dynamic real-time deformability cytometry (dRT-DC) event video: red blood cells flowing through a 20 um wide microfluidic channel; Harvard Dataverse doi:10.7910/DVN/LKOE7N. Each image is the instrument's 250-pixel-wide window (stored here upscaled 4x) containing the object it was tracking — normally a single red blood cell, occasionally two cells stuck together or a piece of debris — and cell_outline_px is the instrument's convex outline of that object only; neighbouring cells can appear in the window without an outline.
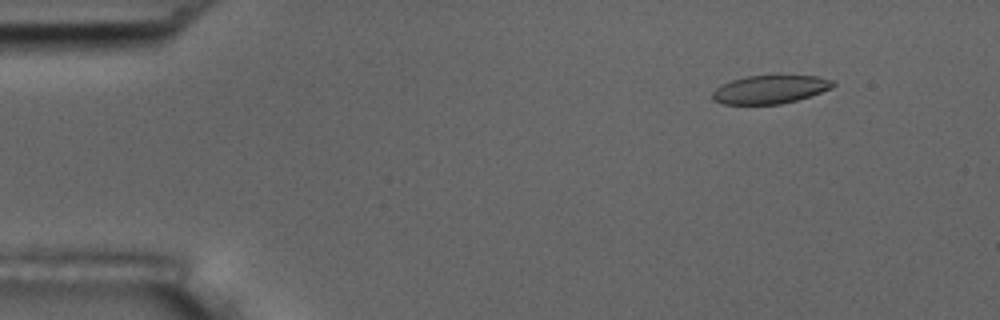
{"species": "common noctule bat (a hibernating species)", "species_latin": "Nyctalus noctula", "temperature_condition": "room temperature", "stored_images_in_passage": 56, "camera_frame_rate_fps": 3000, "um_per_image_px": 0.085, "animal": {"sex": "male", "body_mass_g": 17.5, "forearm_length_mm": 52.3}, "frame": {"image": 1, "passage_image": 7, "time_ms": 2.0, "image_size_px": [1000, 320], "cell_outline_px": [[836, 84], [832, 88], [796, 100], [780, 104], [724, 104], [712, 100], [712, 92], [716, 88], [732, 80], [744, 76], [776, 72], [816, 76], [832, 80]], "centroid_in_image_um": [65.47, 7.54], "position_along_channel_um": 19.5, "area_um2": 20.69}}
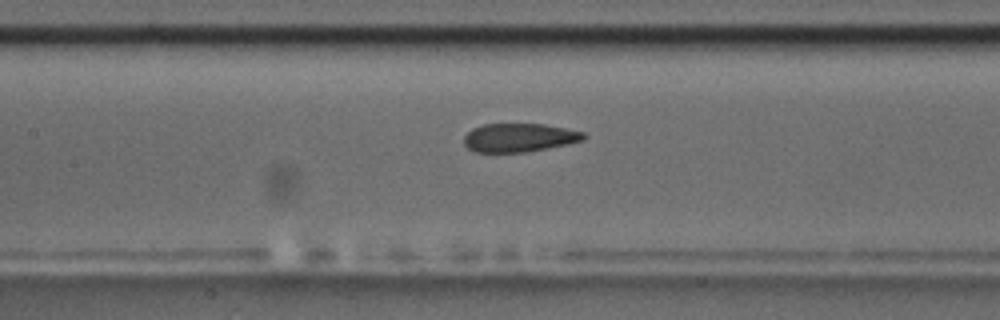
{"frame": {"image": 2, "passage_image": 26, "time_ms": 8.333, "image_size_px": [1000, 320], "cell_outline_px": [[588, 136], [584, 140], [568, 144], [528, 152], [476, 152], [468, 148], [464, 144], [464, 136], [472, 128], [484, 124], [544, 124], [584, 132]], "centroid_in_image_um": [44.15, 11.7], "position_along_channel_um": 163.3, "area_um2": 20.0}}
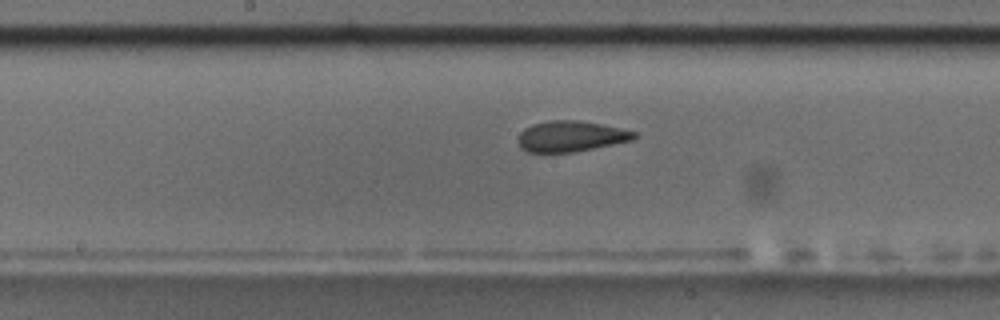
{"frame": {"image": 3, "passage_image": 29, "time_ms": 9.333, "image_size_px": [1000, 320], "cell_outline_px": [[636, 136], [632, 140], [572, 152], [528, 152], [520, 148], [516, 140], [520, 132], [524, 128], [532, 124], [548, 120], [580, 120], [620, 128], [636, 132]], "centroid_in_image_um": [48.45, 11.57], "position_along_channel_um": 199.8, "area_um2": 20.75}, "authors_computed_cell_mechanics": {"area_um2": 21.2704, "velocity_mm_per_s": 3.6654, "shape_relaxation_time_tau1_ms": 4.7353, "shape_relaxation_time_tau2_ms": 2.9222, "deformation_change_tau1": 0.122, "deformation_change_tau2": 0.0786}}